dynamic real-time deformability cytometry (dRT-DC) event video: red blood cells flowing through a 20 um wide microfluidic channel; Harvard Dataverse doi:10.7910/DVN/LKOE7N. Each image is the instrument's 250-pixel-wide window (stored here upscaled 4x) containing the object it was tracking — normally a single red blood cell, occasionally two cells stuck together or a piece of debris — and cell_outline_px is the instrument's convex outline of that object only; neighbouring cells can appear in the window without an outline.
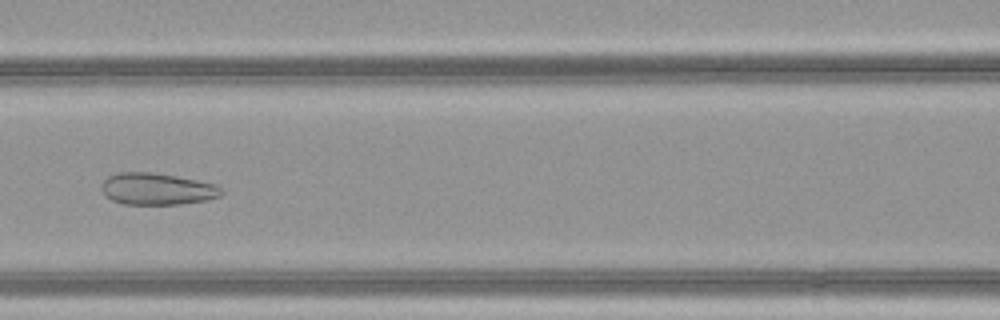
{"species": "common noctule bat (a hibernating species)", "species_latin": "Nyctalus noctula", "temperature_condition": "warm", "stored_images_in_passage": 42, "camera_frame_rate_fps": 3000, "um_per_image_px": 0.085, "animal": {"sex": "female", "body_mass_g": 21.9}, "frame": {"image": 1, "passage_image": 16, "time_ms": 5.0, "image_size_px": [1000, 320], "cell_outline_px": [[224, 192], [220, 196], [208, 200], [180, 204], [124, 204], [112, 200], [100, 188], [100, 184], [108, 176], [116, 172], [152, 172], [176, 176], [216, 184]], "centroid_in_image_um": [13.34, 16.05], "position_along_channel_um": 153.3, "area_um2": 22.25}}
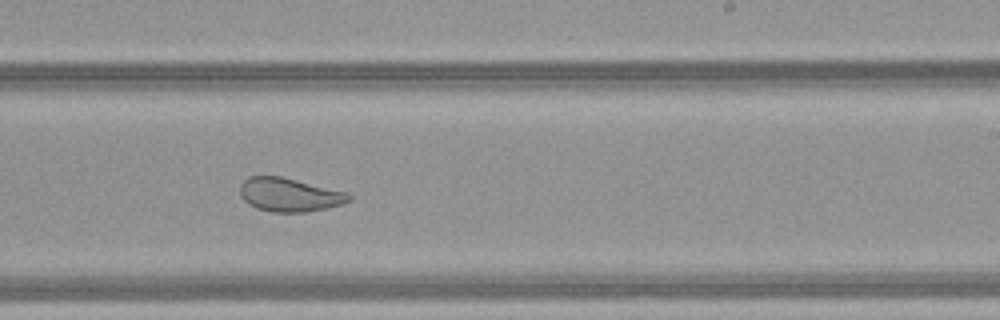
{"frame": {"image": 2, "passage_image": 24, "time_ms": 7.667, "image_size_px": [1000, 320], "cell_outline_px": [[352, 200], [340, 204], [324, 208], [304, 212], [272, 212], [256, 208], [248, 204], [240, 196], [240, 184], [248, 176], [280, 176], [348, 192], [352, 196]], "centroid_in_image_um": [24.58, 16.55], "position_along_channel_um": 264.4, "area_um2": 21.33}}
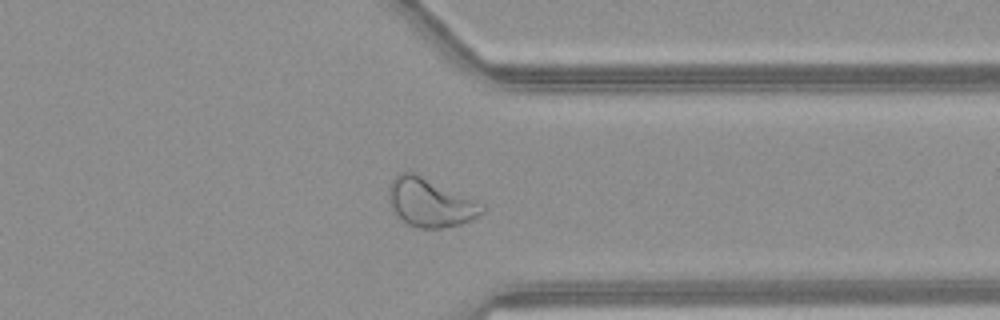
{"frame": {"image": 3, "passage_image": 32, "time_ms": 10.333, "image_size_px": [1000, 320], "cell_outline_px": [[488, 208], [484, 212], [472, 220], [460, 224], [440, 228], [416, 228], [408, 224], [392, 212], [388, 200], [388, 184], [400, 172], [412, 172], [476, 200], [484, 204]], "centroid_in_image_um": [36.55, 17.24], "position_along_channel_um": 374.8, "area_um2": 26.47}, "authors_computed_cell_mechanics": {"area_um2": 28.4087, "velocity_mm_per_s": 4.188, "shape_relaxation_time_tau1_ms": null, "shape_relaxation_time_tau2_ms": 1.0079, "deformation_change_tau1": null, "deformation_change_tau2": 0.0836}}